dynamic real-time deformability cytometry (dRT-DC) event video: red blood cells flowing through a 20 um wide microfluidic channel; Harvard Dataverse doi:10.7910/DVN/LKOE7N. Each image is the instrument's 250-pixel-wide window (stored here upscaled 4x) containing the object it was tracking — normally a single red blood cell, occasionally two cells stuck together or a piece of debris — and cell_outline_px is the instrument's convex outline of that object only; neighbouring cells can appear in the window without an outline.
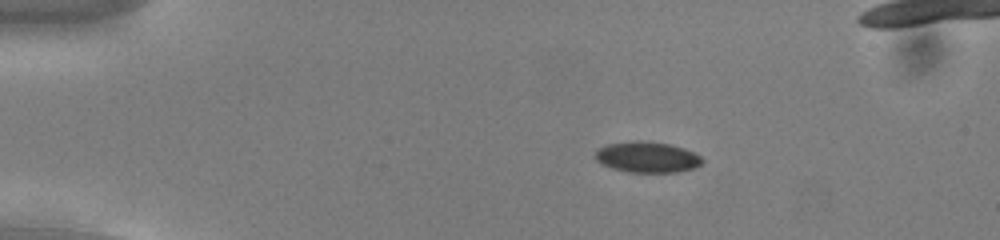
{"species": "common noctule bat (a hibernating species)", "species_latin": "Nyctalus noctula", "temperature_condition": "cold", "stored_images_in_passage": 56, "camera_frame_rate_fps": 3000, "um_per_image_px": 0.085, "animal": {"sex": "male", "body_mass_g": 13.0, "forearm_length_mm": 53.1}, "frame": {"image": 1, "passage_image": 11, "time_ms": 3.333, "image_size_px": [1000, 240], "cell_outline_px": [[704, 160], [696, 168], [676, 172], [628, 172], [612, 168], [600, 164], [592, 156], [600, 148], [608, 144], [636, 140], [648, 140], [668, 144], [684, 148], [700, 156]], "centroid_in_image_um": [54.99, 13.35], "position_along_channel_um": 30.0, "area_um2": 19.36}}
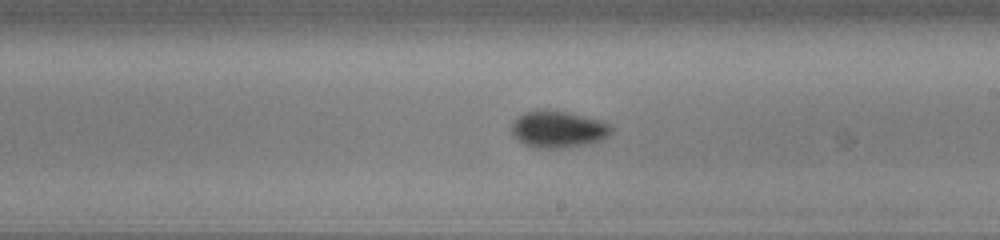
{"frame": {"image": 2, "passage_image": 33, "time_ms": 10.667, "image_size_px": [1000, 240], "cell_outline_px": [[612, 132], [608, 136], [600, 140], [560, 148], [536, 148], [524, 144], [512, 132], [512, 124], [516, 116], [524, 112], [544, 108], [564, 112], [600, 120], [608, 124], [612, 128]], "centroid_in_image_um": [47.4, 10.96], "position_along_channel_um": 241.6, "area_um2": 21.04}}
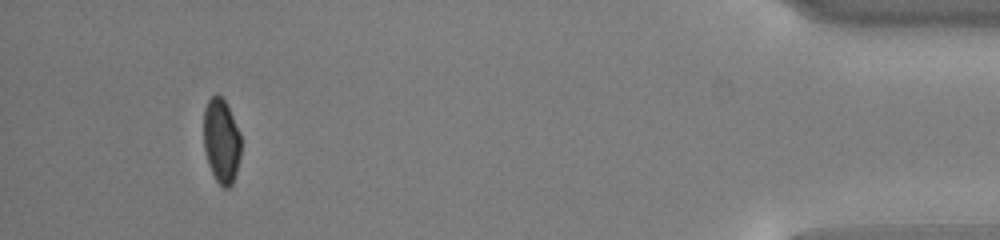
{"frame": {"image": 3, "passage_image": 52, "time_ms": 17.0, "image_size_px": [1000, 240], "cell_outline_px": [[240, 156], [236, 172], [232, 184], [228, 188], [224, 188], [216, 180], [208, 164], [204, 148], [204, 108], [208, 100], [216, 92], [224, 100], [240, 132]], "centroid_in_image_um": [18.8, 11.97], "position_along_channel_um": 416.4, "area_um2": 18.26}, "authors_computed_cell_mechanics": {"area_um2": 19.3919, "velocity_mm_per_s": 3.7713, "shape_relaxation_time_tau1_ms": 2.5193, "shape_relaxation_time_tau2_ms": 3.7555, "deformation_change_tau1": 0.0914, "deformation_change_tau2": 0.0628}}